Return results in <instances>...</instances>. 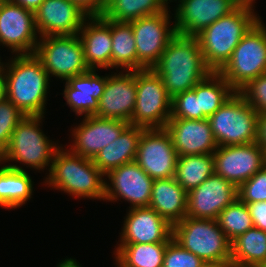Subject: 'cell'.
I'll list each match as a JSON object with an SVG mask.
<instances>
[{
	"label": "cell",
	"mask_w": 266,
	"mask_h": 267,
	"mask_svg": "<svg viewBox=\"0 0 266 267\" xmlns=\"http://www.w3.org/2000/svg\"><path fill=\"white\" fill-rule=\"evenodd\" d=\"M202 267H233V264L231 262L204 263Z\"/></svg>",
	"instance_id": "obj_45"
},
{
	"label": "cell",
	"mask_w": 266,
	"mask_h": 267,
	"mask_svg": "<svg viewBox=\"0 0 266 267\" xmlns=\"http://www.w3.org/2000/svg\"><path fill=\"white\" fill-rule=\"evenodd\" d=\"M99 70L90 69L87 73L68 78L63 84L66 105L75 116L95 115L107 81V75H98ZM83 115V116H82Z\"/></svg>",
	"instance_id": "obj_23"
},
{
	"label": "cell",
	"mask_w": 266,
	"mask_h": 267,
	"mask_svg": "<svg viewBox=\"0 0 266 267\" xmlns=\"http://www.w3.org/2000/svg\"><path fill=\"white\" fill-rule=\"evenodd\" d=\"M243 1L178 0L174 8L176 33L196 37L206 27L234 11Z\"/></svg>",
	"instance_id": "obj_17"
},
{
	"label": "cell",
	"mask_w": 266,
	"mask_h": 267,
	"mask_svg": "<svg viewBox=\"0 0 266 267\" xmlns=\"http://www.w3.org/2000/svg\"><path fill=\"white\" fill-rule=\"evenodd\" d=\"M108 178V179H107ZM154 180L135 162L110 170L105 175V202L127 201L129 208L148 207Z\"/></svg>",
	"instance_id": "obj_14"
},
{
	"label": "cell",
	"mask_w": 266,
	"mask_h": 267,
	"mask_svg": "<svg viewBox=\"0 0 266 267\" xmlns=\"http://www.w3.org/2000/svg\"><path fill=\"white\" fill-rule=\"evenodd\" d=\"M34 181L26 171L4 167L0 170V207L17 209L29 202L33 195Z\"/></svg>",
	"instance_id": "obj_29"
},
{
	"label": "cell",
	"mask_w": 266,
	"mask_h": 267,
	"mask_svg": "<svg viewBox=\"0 0 266 267\" xmlns=\"http://www.w3.org/2000/svg\"><path fill=\"white\" fill-rule=\"evenodd\" d=\"M168 243L117 242L113 253L115 267H162Z\"/></svg>",
	"instance_id": "obj_27"
},
{
	"label": "cell",
	"mask_w": 266,
	"mask_h": 267,
	"mask_svg": "<svg viewBox=\"0 0 266 267\" xmlns=\"http://www.w3.org/2000/svg\"><path fill=\"white\" fill-rule=\"evenodd\" d=\"M170 119L199 120L198 98L193 90L184 91L172 98Z\"/></svg>",
	"instance_id": "obj_37"
},
{
	"label": "cell",
	"mask_w": 266,
	"mask_h": 267,
	"mask_svg": "<svg viewBox=\"0 0 266 267\" xmlns=\"http://www.w3.org/2000/svg\"><path fill=\"white\" fill-rule=\"evenodd\" d=\"M144 129L129 125L114 142L96 155L93 159L96 167L106 175L110 170L135 161L138 141Z\"/></svg>",
	"instance_id": "obj_26"
},
{
	"label": "cell",
	"mask_w": 266,
	"mask_h": 267,
	"mask_svg": "<svg viewBox=\"0 0 266 267\" xmlns=\"http://www.w3.org/2000/svg\"><path fill=\"white\" fill-rule=\"evenodd\" d=\"M19 6L35 12L45 0H9Z\"/></svg>",
	"instance_id": "obj_43"
},
{
	"label": "cell",
	"mask_w": 266,
	"mask_h": 267,
	"mask_svg": "<svg viewBox=\"0 0 266 267\" xmlns=\"http://www.w3.org/2000/svg\"><path fill=\"white\" fill-rule=\"evenodd\" d=\"M165 129L171 135L178 156L213 154L218 147L208 118L169 119Z\"/></svg>",
	"instance_id": "obj_22"
},
{
	"label": "cell",
	"mask_w": 266,
	"mask_h": 267,
	"mask_svg": "<svg viewBox=\"0 0 266 267\" xmlns=\"http://www.w3.org/2000/svg\"><path fill=\"white\" fill-rule=\"evenodd\" d=\"M258 112L235 91L208 120L218 146L257 142Z\"/></svg>",
	"instance_id": "obj_7"
},
{
	"label": "cell",
	"mask_w": 266,
	"mask_h": 267,
	"mask_svg": "<svg viewBox=\"0 0 266 267\" xmlns=\"http://www.w3.org/2000/svg\"><path fill=\"white\" fill-rule=\"evenodd\" d=\"M237 190L238 198L245 204L266 201V165Z\"/></svg>",
	"instance_id": "obj_36"
},
{
	"label": "cell",
	"mask_w": 266,
	"mask_h": 267,
	"mask_svg": "<svg viewBox=\"0 0 266 267\" xmlns=\"http://www.w3.org/2000/svg\"><path fill=\"white\" fill-rule=\"evenodd\" d=\"M216 221L230 241L253 227L249 208L239 198L225 207Z\"/></svg>",
	"instance_id": "obj_34"
},
{
	"label": "cell",
	"mask_w": 266,
	"mask_h": 267,
	"mask_svg": "<svg viewBox=\"0 0 266 267\" xmlns=\"http://www.w3.org/2000/svg\"><path fill=\"white\" fill-rule=\"evenodd\" d=\"M136 91L137 71L117 70V73L107 74L106 86L98 101L95 116L130 123L135 109Z\"/></svg>",
	"instance_id": "obj_18"
},
{
	"label": "cell",
	"mask_w": 266,
	"mask_h": 267,
	"mask_svg": "<svg viewBox=\"0 0 266 267\" xmlns=\"http://www.w3.org/2000/svg\"><path fill=\"white\" fill-rule=\"evenodd\" d=\"M192 90L198 98L199 120L209 118L235 92L219 72H211Z\"/></svg>",
	"instance_id": "obj_30"
},
{
	"label": "cell",
	"mask_w": 266,
	"mask_h": 267,
	"mask_svg": "<svg viewBox=\"0 0 266 267\" xmlns=\"http://www.w3.org/2000/svg\"><path fill=\"white\" fill-rule=\"evenodd\" d=\"M152 69L161 77L173 98L192 90L212 71L206 66L197 37L176 34Z\"/></svg>",
	"instance_id": "obj_2"
},
{
	"label": "cell",
	"mask_w": 266,
	"mask_h": 267,
	"mask_svg": "<svg viewBox=\"0 0 266 267\" xmlns=\"http://www.w3.org/2000/svg\"><path fill=\"white\" fill-rule=\"evenodd\" d=\"M34 16L40 37L77 35L89 17L71 0H45Z\"/></svg>",
	"instance_id": "obj_20"
},
{
	"label": "cell",
	"mask_w": 266,
	"mask_h": 267,
	"mask_svg": "<svg viewBox=\"0 0 266 267\" xmlns=\"http://www.w3.org/2000/svg\"><path fill=\"white\" fill-rule=\"evenodd\" d=\"M40 37L34 12L5 0L0 4V46L12 55L34 54Z\"/></svg>",
	"instance_id": "obj_13"
},
{
	"label": "cell",
	"mask_w": 266,
	"mask_h": 267,
	"mask_svg": "<svg viewBox=\"0 0 266 267\" xmlns=\"http://www.w3.org/2000/svg\"><path fill=\"white\" fill-rule=\"evenodd\" d=\"M178 154L165 128L144 129L137 147L135 162L154 179L175 175Z\"/></svg>",
	"instance_id": "obj_12"
},
{
	"label": "cell",
	"mask_w": 266,
	"mask_h": 267,
	"mask_svg": "<svg viewBox=\"0 0 266 267\" xmlns=\"http://www.w3.org/2000/svg\"><path fill=\"white\" fill-rule=\"evenodd\" d=\"M215 173L213 154L178 156L174 179L188 193Z\"/></svg>",
	"instance_id": "obj_32"
},
{
	"label": "cell",
	"mask_w": 266,
	"mask_h": 267,
	"mask_svg": "<svg viewBox=\"0 0 266 267\" xmlns=\"http://www.w3.org/2000/svg\"><path fill=\"white\" fill-rule=\"evenodd\" d=\"M43 118L44 115L25 116L18 123L3 153L5 166L21 171H26L22 166L39 172L50 171L54 153L61 144L44 134L41 128Z\"/></svg>",
	"instance_id": "obj_5"
},
{
	"label": "cell",
	"mask_w": 266,
	"mask_h": 267,
	"mask_svg": "<svg viewBox=\"0 0 266 267\" xmlns=\"http://www.w3.org/2000/svg\"><path fill=\"white\" fill-rule=\"evenodd\" d=\"M34 55L40 60L49 77L66 81L87 73L90 69L84 60L79 35L39 37Z\"/></svg>",
	"instance_id": "obj_9"
},
{
	"label": "cell",
	"mask_w": 266,
	"mask_h": 267,
	"mask_svg": "<svg viewBox=\"0 0 266 267\" xmlns=\"http://www.w3.org/2000/svg\"><path fill=\"white\" fill-rule=\"evenodd\" d=\"M25 115L8 99L0 102V152L4 153L12 133Z\"/></svg>",
	"instance_id": "obj_35"
},
{
	"label": "cell",
	"mask_w": 266,
	"mask_h": 267,
	"mask_svg": "<svg viewBox=\"0 0 266 267\" xmlns=\"http://www.w3.org/2000/svg\"><path fill=\"white\" fill-rule=\"evenodd\" d=\"M119 243L170 242L173 226L150 207L127 209Z\"/></svg>",
	"instance_id": "obj_21"
},
{
	"label": "cell",
	"mask_w": 266,
	"mask_h": 267,
	"mask_svg": "<svg viewBox=\"0 0 266 267\" xmlns=\"http://www.w3.org/2000/svg\"><path fill=\"white\" fill-rule=\"evenodd\" d=\"M170 9L169 7L158 14L130 21L135 37L137 70L152 68L177 34L175 21L171 22L175 19H172L174 14H170Z\"/></svg>",
	"instance_id": "obj_11"
},
{
	"label": "cell",
	"mask_w": 266,
	"mask_h": 267,
	"mask_svg": "<svg viewBox=\"0 0 266 267\" xmlns=\"http://www.w3.org/2000/svg\"><path fill=\"white\" fill-rule=\"evenodd\" d=\"M188 193L172 178L154 179L148 207L155 210L172 226L187 212Z\"/></svg>",
	"instance_id": "obj_25"
},
{
	"label": "cell",
	"mask_w": 266,
	"mask_h": 267,
	"mask_svg": "<svg viewBox=\"0 0 266 267\" xmlns=\"http://www.w3.org/2000/svg\"><path fill=\"white\" fill-rule=\"evenodd\" d=\"M80 124L71 128L72 141L68 149L84 158L94 159L110 143L114 142L130 125L117 119L101 118L95 115L82 117Z\"/></svg>",
	"instance_id": "obj_16"
},
{
	"label": "cell",
	"mask_w": 266,
	"mask_h": 267,
	"mask_svg": "<svg viewBox=\"0 0 266 267\" xmlns=\"http://www.w3.org/2000/svg\"><path fill=\"white\" fill-rule=\"evenodd\" d=\"M204 263L199 257L183 249L172 239L167 244L162 267H202Z\"/></svg>",
	"instance_id": "obj_38"
},
{
	"label": "cell",
	"mask_w": 266,
	"mask_h": 267,
	"mask_svg": "<svg viewBox=\"0 0 266 267\" xmlns=\"http://www.w3.org/2000/svg\"><path fill=\"white\" fill-rule=\"evenodd\" d=\"M4 157H3V153L0 152V170L2 167H4Z\"/></svg>",
	"instance_id": "obj_46"
},
{
	"label": "cell",
	"mask_w": 266,
	"mask_h": 267,
	"mask_svg": "<svg viewBox=\"0 0 266 267\" xmlns=\"http://www.w3.org/2000/svg\"><path fill=\"white\" fill-rule=\"evenodd\" d=\"M254 3L255 0H244L234 11L196 36L206 66L212 72L224 67L243 36L262 18L256 13Z\"/></svg>",
	"instance_id": "obj_3"
},
{
	"label": "cell",
	"mask_w": 266,
	"mask_h": 267,
	"mask_svg": "<svg viewBox=\"0 0 266 267\" xmlns=\"http://www.w3.org/2000/svg\"><path fill=\"white\" fill-rule=\"evenodd\" d=\"M172 237L205 263L231 262V241L216 220L185 216L173 225Z\"/></svg>",
	"instance_id": "obj_6"
},
{
	"label": "cell",
	"mask_w": 266,
	"mask_h": 267,
	"mask_svg": "<svg viewBox=\"0 0 266 267\" xmlns=\"http://www.w3.org/2000/svg\"><path fill=\"white\" fill-rule=\"evenodd\" d=\"M111 69L137 71V51L132 24L111 20Z\"/></svg>",
	"instance_id": "obj_31"
},
{
	"label": "cell",
	"mask_w": 266,
	"mask_h": 267,
	"mask_svg": "<svg viewBox=\"0 0 266 267\" xmlns=\"http://www.w3.org/2000/svg\"><path fill=\"white\" fill-rule=\"evenodd\" d=\"M84 60L89 69H111V20L102 16L88 17L78 33Z\"/></svg>",
	"instance_id": "obj_24"
},
{
	"label": "cell",
	"mask_w": 266,
	"mask_h": 267,
	"mask_svg": "<svg viewBox=\"0 0 266 267\" xmlns=\"http://www.w3.org/2000/svg\"><path fill=\"white\" fill-rule=\"evenodd\" d=\"M253 219V226L266 232V201L247 204Z\"/></svg>",
	"instance_id": "obj_41"
},
{
	"label": "cell",
	"mask_w": 266,
	"mask_h": 267,
	"mask_svg": "<svg viewBox=\"0 0 266 267\" xmlns=\"http://www.w3.org/2000/svg\"><path fill=\"white\" fill-rule=\"evenodd\" d=\"M89 17L102 16L106 9L107 0H71Z\"/></svg>",
	"instance_id": "obj_40"
},
{
	"label": "cell",
	"mask_w": 266,
	"mask_h": 267,
	"mask_svg": "<svg viewBox=\"0 0 266 267\" xmlns=\"http://www.w3.org/2000/svg\"><path fill=\"white\" fill-rule=\"evenodd\" d=\"M257 143L266 151V113L258 116Z\"/></svg>",
	"instance_id": "obj_42"
},
{
	"label": "cell",
	"mask_w": 266,
	"mask_h": 267,
	"mask_svg": "<svg viewBox=\"0 0 266 267\" xmlns=\"http://www.w3.org/2000/svg\"><path fill=\"white\" fill-rule=\"evenodd\" d=\"M233 267H262L266 264V232L252 227L231 241Z\"/></svg>",
	"instance_id": "obj_28"
},
{
	"label": "cell",
	"mask_w": 266,
	"mask_h": 267,
	"mask_svg": "<svg viewBox=\"0 0 266 267\" xmlns=\"http://www.w3.org/2000/svg\"><path fill=\"white\" fill-rule=\"evenodd\" d=\"M171 0H107L103 16L116 22H130L168 9Z\"/></svg>",
	"instance_id": "obj_33"
},
{
	"label": "cell",
	"mask_w": 266,
	"mask_h": 267,
	"mask_svg": "<svg viewBox=\"0 0 266 267\" xmlns=\"http://www.w3.org/2000/svg\"><path fill=\"white\" fill-rule=\"evenodd\" d=\"M237 189L231 182L214 173L188 192L186 216L216 220L219 213L238 198Z\"/></svg>",
	"instance_id": "obj_19"
},
{
	"label": "cell",
	"mask_w": 266,
	"mask_h": 267,
	"mask_svg": "<svg viewBox=\"0 0 266 267\" xmlns=\"http://www.w3.org/2000/svg\"><path fill=\"white\" fill-rule=\"evenodd\" d=\"M238 92L258 114L266 113V73L250 80Z\"/></svg>",
	"instance_id": "obj_39"
},
{
	"label": "cell",
	"mask_w": 266,
	"mask_h": 267,
	"mask_svg": "<svg viewBox=\"0 0 266 267\" xmlns=\"http://www.w3.org/2000/svg\"><path fill=\"white\" fill-rule=\"evenodd\" d=\"M7 99L6 78L0 64V102Z\"/></svg>",
	"instance_id": "obj_44"
},
{
	"label": "cell",
	"mask_w": 266,
	"mask_h": 267,
	"mask_svg": "<svg viewBox=\"0 0 266 267\" xmlns=\"http://www.w3.org/2000/svg\"><path fill=\"white\" fill-rule=\"evenodd\" d=\"M62 145L54 153L51 169L42 183L76 199L104 201L105 175L92 159L74 154Z\"/></svg>",
	"instance_id": "obj_4"
},
{
	"label": "cell",
	"mask_w": 266,
	"mask_h": 267,
	"mask_svg": "<svg viewBox=\"0 0 266 267\" xmlns=\"http://www.w3.org/2000/svg\"><path fill=\"white\" fill-rule=\"evenodd\" d=\"M171 102L161 77L152 68L137 70L136 103L130 125L165 128L171 117Z\"/></svg>",
	"instance_id": "obj_10"
},
{
	"label": "cell",
	"mask_w": 266,
	"mask_h": 267,
	"mask_svg": "<svg viewBox=\"0 0 266 267\" xmlns=\"http://www.w3.org/2000/svg\"><path fill=\"white\" fill-rule=\"evenodd\" d=\"M213 157L215 174L237 188L266 165L265 150L257 142L218 146Z\"/></svg>",
	"instance_id": "obj_15"
},
{
	"label": "cell",
	"mask_w": 266,
	"mask_h": 267,
	"mask_svg": "<svg viewBox=\"0 0 266 267\" xmlns=\"http://www.w3.org/2000/svg\"><path fill=\"white\" fill-rule=\"evenodd\" d=\"M0 64L6 78L7 99L25 116L45 115L52 78L40 60L34 54H22L13 55L6 63L0 59Z\"/></svg>",
	"instance_id": "obj_1"
},
{
	"label": "cell",
	"mask_w": 266,
	"mask_h": 267,
	"mask_svg": "<svg viewBox=\"0 0 266 267\" xmlns=\"http://www.w3.org/2000/svg\"><path fill=\"white\" fill-rule=\"evenodd\" d=\"M266 24L259 19L235 47L231 58L219 71L235 90L266 73Z\"/></svg>",
	"instance_id": "obj_8"
}]
</instances>
